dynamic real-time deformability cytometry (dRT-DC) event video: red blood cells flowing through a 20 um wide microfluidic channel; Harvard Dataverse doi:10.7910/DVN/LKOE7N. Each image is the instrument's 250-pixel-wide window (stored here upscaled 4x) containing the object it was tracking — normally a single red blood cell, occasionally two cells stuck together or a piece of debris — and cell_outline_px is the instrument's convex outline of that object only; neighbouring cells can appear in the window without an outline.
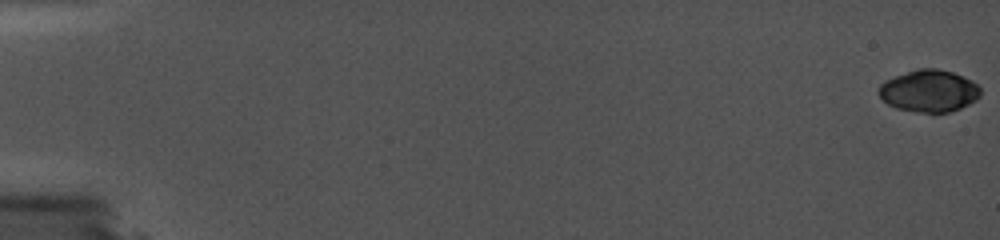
{"species": "common noctule bat (a hibernating species)", "species_latin": "Nyctalus noctula", "temperature_condition": "cold", "stored_images_in_passage": 34, "camera_frame_rate_fps": 5000, "um_per_image_px": 0.085, "animal": {"sex": "female", "body_mass_g": 19.0, "forearm_length_mm": 56.7}, "frame": {"image": 1, "passage_image": 1, "time_ms": 0.0, "image_size_px": [1000, 240], "cell_outline_px": [[980, 96], [976, 100], [960, 108], [948, 112], [916, 112], [896, 108], [888, 104], [876, 92], [880, 84], [884, 80], [920, 68], [936, 68], [952, 72], [972, 80], [980, 88]], "centroid_in_image_um": [78.95, 7.73], "position_along_channel_um": 6.0, "area_um2": 24.85}}
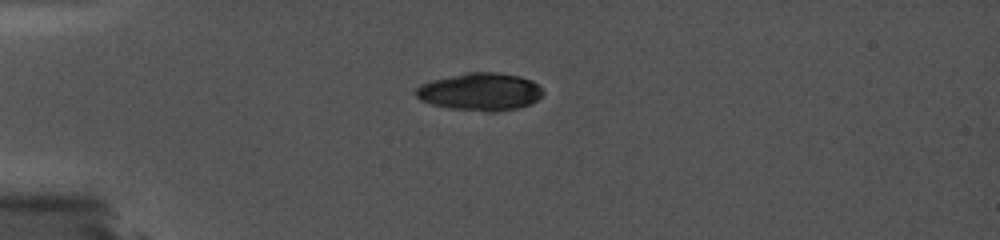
{"frame": {"image": 2, "passage_image": 27, "time_ms": 5.2, "image_size_px": [1000, 240], "cell_outline_px": [[544, 92], [536, 100], [528, 104], [516, 108], [492, 112], [484, 112], [448, 108], [432, 104], [420, 100], [416, 96], [416, 88], [420, 84], [432, 80], [468, 72], [496, 72], [520, 76], [532, 80]], "centroid_in_image_um": [40.79, 7.8], "position_along_channel_um": 44.2, "area_um2": 27.74}}